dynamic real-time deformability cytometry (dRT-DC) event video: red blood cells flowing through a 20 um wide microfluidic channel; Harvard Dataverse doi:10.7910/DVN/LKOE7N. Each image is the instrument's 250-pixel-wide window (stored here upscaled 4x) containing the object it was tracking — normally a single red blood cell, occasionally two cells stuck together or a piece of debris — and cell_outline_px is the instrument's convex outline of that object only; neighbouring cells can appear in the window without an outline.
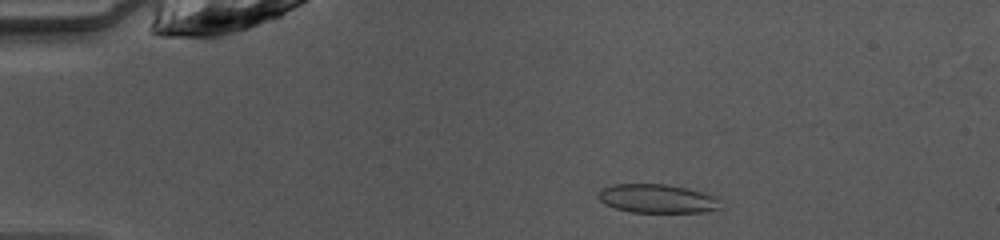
{"species": "common noctule bat (a hibernating species)", "species_latin": "Nyctalus noctula", "temperature_condition": "warm", "stored_images_in_passage": 41, "camera_frame_rate_fps": 3000, "um_per_image_px": 0.085, "animal": {"sex": "female", "body_mass_g": 10.0, "forearm_length_mm": 53.1}, "frame": {"image": 1, "passage_image": 1, "time_ms": 0.0, "image_size_px": [1000, 240], "cell_outline_px": [[712, 208], [696, 212], [636, 212], [616, 208], [600, 200], [600, 192], [604, 188], [620, 184], [660, 184], [680, 188], [696, 192], [708, 196]], "centroid_in_image_um": [55.61, 16.88], "position_along_channel_um": 29.4, "area_um2": 18.44}}
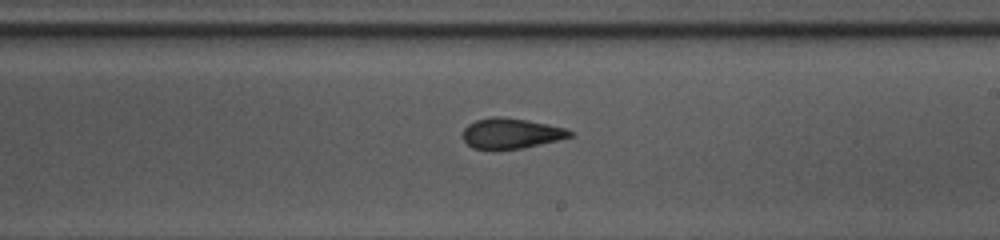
{"frame": {"image": 2, "passage_image": 21, "time_ms": 6.667, "image_size_px": [1000, 240], "cell_outline_px": [[572, 136], [536, 144], [516, 148], [476, 148], [468, 144], [464, 140], [464, 128], [476, 120], [524, 120], [544, 124], [560, 128], [572, 132]], "centroid_in_image_um": [43.41, 11.37], "position_along_channel_um": 245.6, "area_um2": 16.99}}
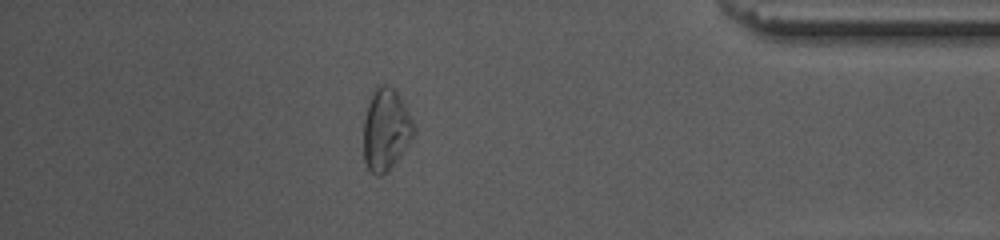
{"frame": {"image": 3, "passage_image": 35, "time_ms": 11.333, "image_size_px": [1000, 240], "cell_outline_px": [[404, 120], [392, 160], [384, 172], [372, 172], [368, 168], [364, 156], [364, 124], [368, 108], [376, 92], [380, 88], [392, 92], [396, 96], [400, 104], [404, 116]], "centroid_in_image_um": [32.48, 11.06], "position_along_channel_um": 402.7, "area_um2": 17.92}, "authors_computed_cell_mechanics": {"area_um2": 17.4556, "velocity_mm_per_s": 4.0937, "shape_relaxation_time_tau1_ms": null, "shape_relaxation_time_tau2_ms": 1.2242, "deformation_change_tau1": null, "deformation_change_tau2": 0.0725}}